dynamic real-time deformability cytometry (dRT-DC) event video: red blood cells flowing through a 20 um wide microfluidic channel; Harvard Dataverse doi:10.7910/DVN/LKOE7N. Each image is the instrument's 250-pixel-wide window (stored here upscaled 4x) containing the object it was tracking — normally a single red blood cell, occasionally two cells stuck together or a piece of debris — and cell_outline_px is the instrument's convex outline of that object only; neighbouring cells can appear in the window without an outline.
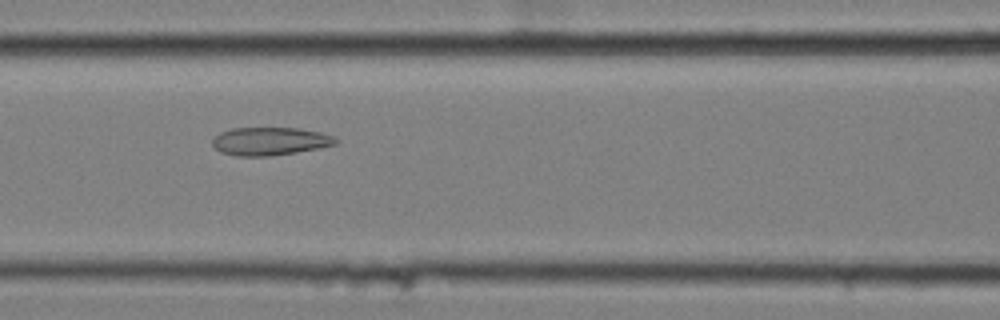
{"species": "common noctule bat (a hibernating species)", "species_latin": "Nyctalus noctula", "temperature_condition": "cold", "stored_images_in_passage": 8, "camera_frame_rate_fps": 3000, "um_per_image_px": 0.085, "animal": {"sex": "female", "body_mass_g": 25.1}, "frame": {"image": 1, "passage_image": 8, "time_ms": 2.333, "image_size_px": [1000, 320], "cell_outline_px": [[340, 140], [336, 144], [320, 148], [296, 152], [268, 156], [236, 156], [220, 152], [212, 144], [212, 140], [220, 132], [232, 128], [296, 128], [320, 132], [336, 136]], "centroid_in_image_um": [22.98, 12.0], "position_along_channel_um": 143.6, "area_um2": 20.23}}